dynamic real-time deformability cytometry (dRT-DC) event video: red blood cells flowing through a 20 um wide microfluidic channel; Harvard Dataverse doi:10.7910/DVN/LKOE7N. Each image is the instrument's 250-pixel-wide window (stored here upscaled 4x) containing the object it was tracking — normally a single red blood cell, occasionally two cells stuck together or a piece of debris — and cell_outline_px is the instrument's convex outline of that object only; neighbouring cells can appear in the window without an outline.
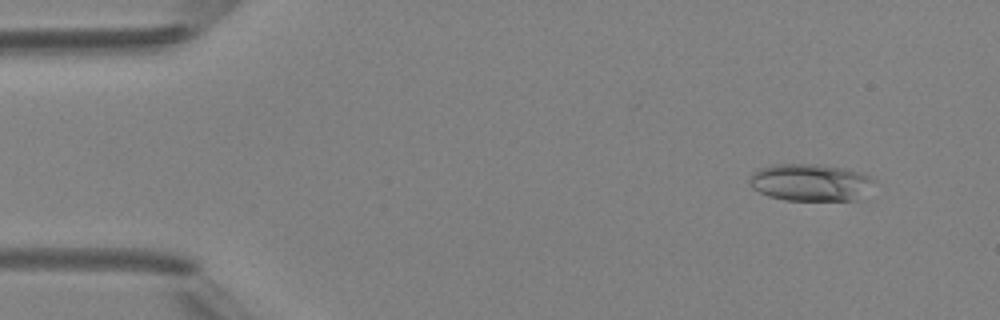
{"species": "Egyptian fruit bat (a non-hibernating species)", "species_latin": "Rousettus aegyptiacus", "temperature_condition": "room temperature", "stored_images_in_passage": 4, "camera_frame_rate_fps": 3000, "um_per_image_px": 0.085, "animal": {"sex": "female"}, "frame": {"image": 1, "passage_image": 1, "time_ms": 0.0, "image_size_px": [1000, 320], "cell_outline_px": [[872, 180], [856, 200], [784, 200], [768, 196], [752, 188], [748, 180], [752, 172], [760, 168], [772, 164], [820, 164], [840, 168], [856, 172], [868, 176]], "centroid_in_image_um": [68.73, 15.5], "position_along_channel_um": 16.3, "area_um2": 26.36}}